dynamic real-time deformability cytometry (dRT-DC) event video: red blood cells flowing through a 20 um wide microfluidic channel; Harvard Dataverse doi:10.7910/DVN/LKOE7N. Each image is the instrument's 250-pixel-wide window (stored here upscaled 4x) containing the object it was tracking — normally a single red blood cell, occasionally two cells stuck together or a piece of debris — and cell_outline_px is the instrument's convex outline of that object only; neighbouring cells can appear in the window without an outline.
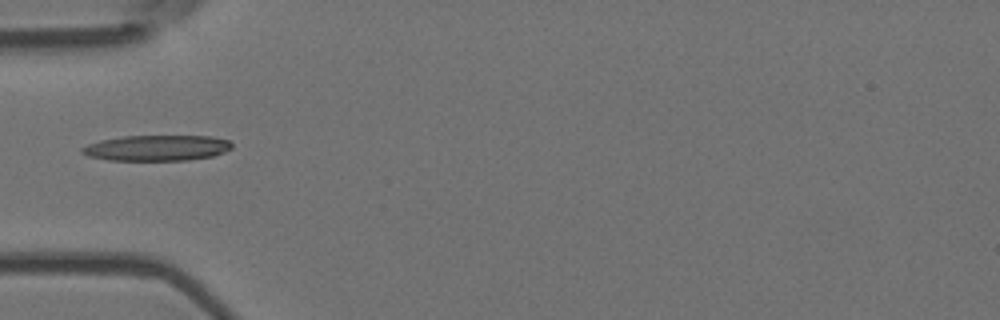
{"species": "Egyptian fruit bat (a non-hibernating species)", "species_latin": "Rousettus aegyptiacus", "temperature_condition": "room temperature", "stored_images_in_passage": 6, "camera_frame_rate_fps": 3000, "um_per_image_px": 0.085, "animal": {"sex": "female"}, "frame": {"image": 1, "passage_image": 6, "time_ms": 1.667, "image_size_px": [1000, 320], "cell_outline_px": [[232, 148], [224, 152], [212, 156], [188, 160], [108, 160], [88, 156], [80, 152], [80, 148], [88, 144], [100, 140], [124, 136], [212, 136], [228, 140], [232, 144]], "centroid_in_image_um": [13.32, 12.57], "position_along_channel_um": 71.7, "area_um2": 22.43}}